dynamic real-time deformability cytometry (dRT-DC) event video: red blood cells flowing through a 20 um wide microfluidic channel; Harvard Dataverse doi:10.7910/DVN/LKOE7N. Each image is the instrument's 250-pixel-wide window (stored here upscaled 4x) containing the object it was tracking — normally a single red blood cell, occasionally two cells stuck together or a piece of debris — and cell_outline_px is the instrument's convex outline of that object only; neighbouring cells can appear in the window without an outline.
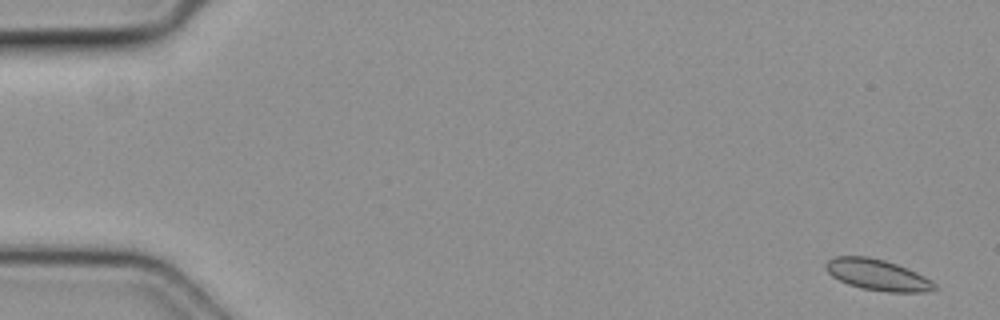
{"species": "common noctule bat (a hibernating species)", "species_latin": "Nyctalus noctula", "temperature_condition": "cold", "stored_images_in_passage": 15, "camera_frame_rate_fps": 3000, "um_per_image_px": 0.085, "animal": {"sex": "female", "body_mass_g": 19.3, "forearm_length_mm": 54.1}, "frame": {"image": 1, "passage_image": 2, "time_ms": 0.333, "image_size_px": [1000, 320], "cell_outline_px": [[940, 288], [924, 292], [888, 292], [864, 288], [848, 284], [832, 276], [824, 268], [824, 264], [828, 260], [836, 256], [868, 256], [884, 260], [896, 264], [916, 272], [924, 276], [936, 284]], "centroid_in_image_um": [74.59, 23.36], "position_along_channel_um": 10.4, "area_um2": 19.59}}